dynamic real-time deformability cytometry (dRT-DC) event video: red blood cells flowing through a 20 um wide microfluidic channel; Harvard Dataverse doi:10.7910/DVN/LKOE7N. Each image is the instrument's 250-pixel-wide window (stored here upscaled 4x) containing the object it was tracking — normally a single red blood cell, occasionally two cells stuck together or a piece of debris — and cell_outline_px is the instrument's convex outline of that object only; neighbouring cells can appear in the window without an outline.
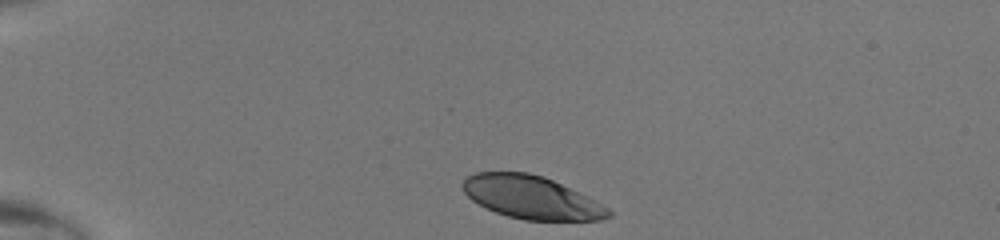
{"species": "human", "species_latin": "Homo sapiens", "temperature_condition": "room temperature", "stored_images_in_passage": 33, "camera_frame_rate_fps": 3000, "um_per_image_px": 0.085, "donor": {"sex": "male"}, "frame": {"image": 1, "passage_image": 1, "time_ms": 0.0, "image_size_px": [1000, 240], "cell_outline_px": [[612, 216], [600, 220], [524, 220], [508, 216], [496, 212], [472, 200], [464, 192], [460, 184], [468, 176], [476, 172], [528, 172], [544, 176], [588, 196], [608, 208], [612, 212]], "centroid_in_image_um": [45.17, 16.77], "position_along_channel_um": 39.8, "area_um2": 36.36}}
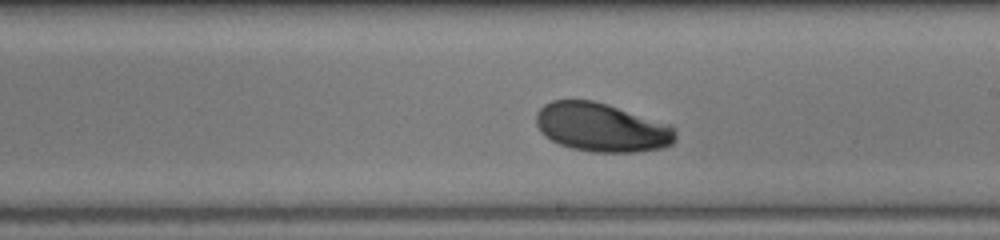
{"frame": {"image": 2, "passage_image": 19, "time_ms": 6.0, "image_size_px": [1000, 240], "cell_outline_px": [[676, 140], [672, 144], [660, 148], [636, 152], [592, 152], [572, 148], [560, 144], [544, 136], [540, 132], [536, 124], [536, 112], [544, 104], [552, 100], [592, 100], [608, 104], [672, 124], [676, 128]], "centroid_in_image_um": [51.16, 10.82], "position_along_channel_um": 237.8, "area_um2": 40.0}}
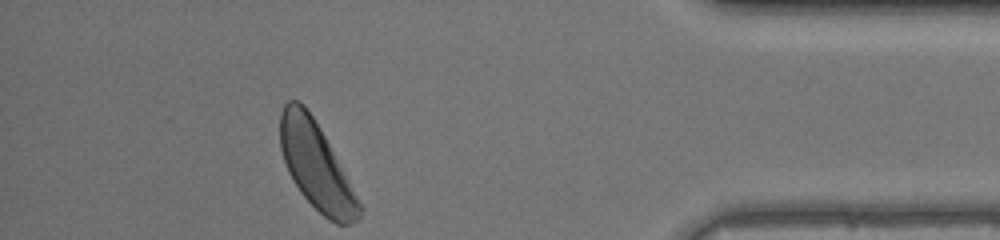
{"frame": {"image": 3, "passage_image": 33, "time_ms": 10.667, "image_size_px": [1000, 240], "cell_outline_px": [[364, 208], [360, 216], [352, 224], [336, 224], [328, 220], [300, 192], [292, 180], [288, 172], [280, 148], [280, 112], [284, 104], [288, 100], [300, 100], [304, 104], [320, 128]], "centroid_in_image_um": [26.87, 14.1], "position_along_channel_um": 408.3, "area_um2": 39.82}}